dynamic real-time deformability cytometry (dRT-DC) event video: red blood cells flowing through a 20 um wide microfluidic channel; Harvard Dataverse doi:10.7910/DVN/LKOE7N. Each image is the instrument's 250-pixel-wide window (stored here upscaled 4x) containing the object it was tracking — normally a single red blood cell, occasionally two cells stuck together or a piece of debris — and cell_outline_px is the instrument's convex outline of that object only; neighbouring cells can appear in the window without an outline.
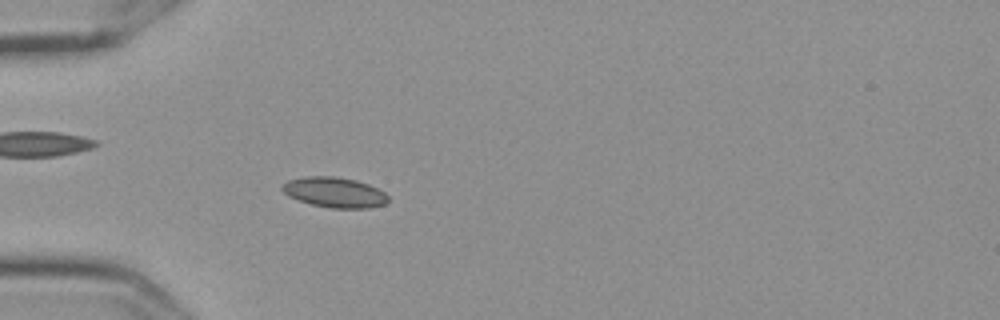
{"species": "Egyptian fruit bat (a non-hibernating species)", "species_latin": "Rousettus aegyptiacus", "temperature_condition": "cold", "stored_images_in_passage": 41, "camera_frame_rate_fps": 3000, "um_per_image_px": 0.085, "frame": {"image": 1, "passage_image": 2, "time_ms": 0.333, "image_size_px": [1000, 320], "cell_outline_px": [[388, 200], [384, 204], [368, 208], [332, 208], [312, 204], [288, 196], [280, 188], [288, 180], [304, 176], [332, 176], [356, 180], [368, 184], [384, 192], [388, 196]], "centroid_in_image_um": [28.43, 16.34], "position_along_channel_um": 56.6, "area_um2": 18.5}}
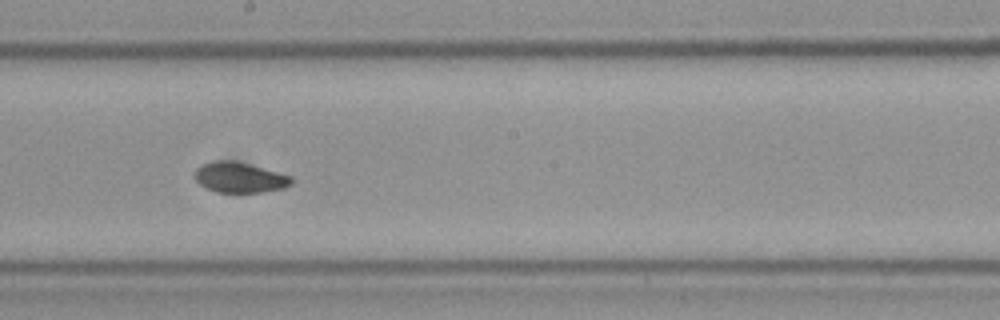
{"frame": {"image": 2, "passage_image": 17, "time_ms": 5.333, "image_size_px": [1000, 320], "cell_outline_px": [[292, 184], [284, 188], [264, 192], [216, 192], [200, 184], [192, 176], [196, 168], [200, 164], [216, 160], [232, 160], [248, 164], [292, 176]], "centroid_in_image_um": [20.34, 15.08], "position_along_channel_um": 227.9, "area_um2": 17.17}}
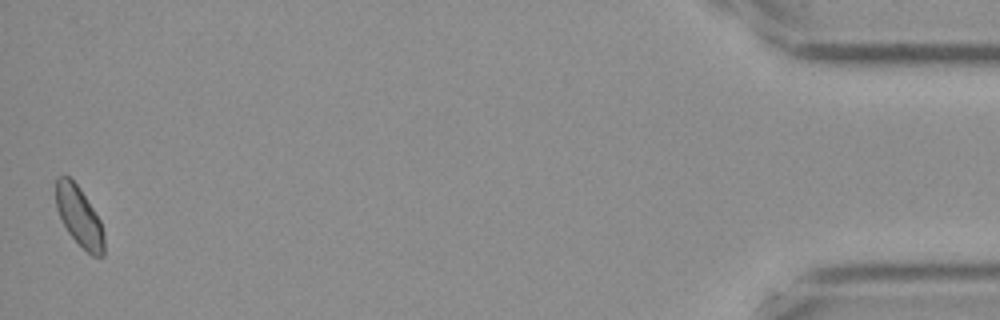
{"frame": {"image": 3, "passage_image": 41, "time_ms": 13.333, "image_size_px": [1000, 320], "cell_outline_px": [[104, 256], [92, 256], [68, 232], [56, 208], [56, 176], [68, 176], [80, 188], [100, 220], [104, 232]], "centroid_in_image_um": [6.74, 18.39], "position_along_channel_um": 428.5, "area_um2": 16.53}, "authors_computed_cell_mechanics": {"area_um2": 17.1666, "velocity_mm_per_s": 3.5809, "shape_relaxation_time_tau1_ms": null, "shape_relaxation_time_tau2_ms": 5.0093, "deformation_change_tau1": null, "deformation_change_tau2": 0.0697}}